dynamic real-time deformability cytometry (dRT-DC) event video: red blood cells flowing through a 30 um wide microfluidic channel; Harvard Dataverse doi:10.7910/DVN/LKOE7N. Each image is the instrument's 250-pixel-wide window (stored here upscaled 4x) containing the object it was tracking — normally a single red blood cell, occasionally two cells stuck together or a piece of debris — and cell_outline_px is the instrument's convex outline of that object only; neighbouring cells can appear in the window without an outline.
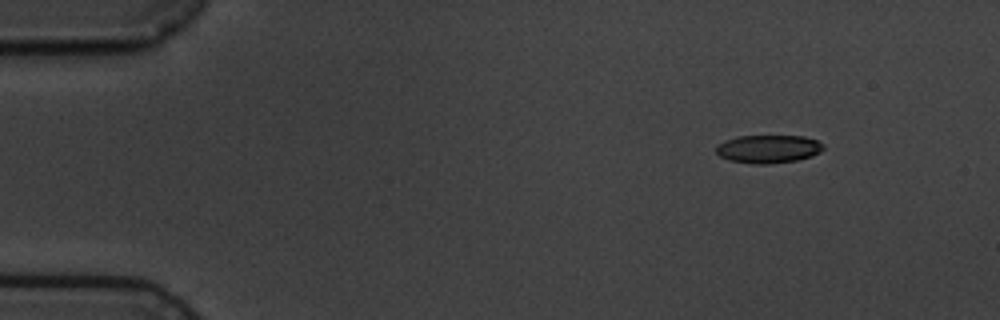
{"species": "common noctule bat (a hibernating species)", "species_latin": "Nyctalus noctula", "temperature_condition": "cold", "stored_images_in_passage": 5, "segment_of_instrument_passage": [1, 2], "camera_frame_rate_fps": 3000, "um_per_image_px": 0.085, "animal": {"sex": "male", "body_mass_g": 19.5, "forearm_length_mm": 54.6}, "frame": {"image": 1, "passage_image": 1, "time_ms": 0.0, "image_size_px": [1000, 320], "cell_outline_px": [[824, 148], [820, 152], [812, 156], [796, 160], [768, 164], [752, 164], [728, 160], [720, 156], [716, 152], [716, 144], [724, 140], [736, 136], [804, 136], [816, 140], [824, 144]], "centroid_in_image_um": [65.28, 12.66], "position_along_channel_um": 19.7, "area_um2": 17.74}}
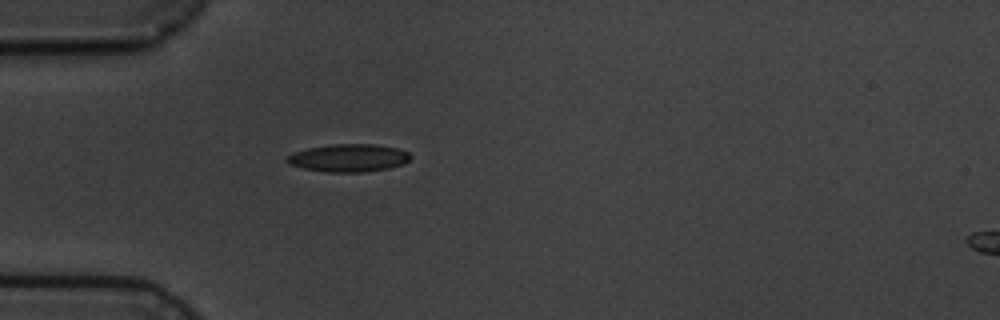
{"frame": {"image": 2, "passage_image": 4, "time_ms": 3.333, "image_size_px": [1000, 320], "cell_outline_px": [[412, 156], [404, 164], [388, 168], [364, 172], [328, 172], [304, 168], [288, 164], [284, 160], [288, 156], [296, 152], [308, 148], [332, 144], [376, 144], [400, 148], [408, 152]], "centroid_in_image_um": [29.67, 13.42], "position_along_channel_um": 55.3, "area_um2": 20.0}}